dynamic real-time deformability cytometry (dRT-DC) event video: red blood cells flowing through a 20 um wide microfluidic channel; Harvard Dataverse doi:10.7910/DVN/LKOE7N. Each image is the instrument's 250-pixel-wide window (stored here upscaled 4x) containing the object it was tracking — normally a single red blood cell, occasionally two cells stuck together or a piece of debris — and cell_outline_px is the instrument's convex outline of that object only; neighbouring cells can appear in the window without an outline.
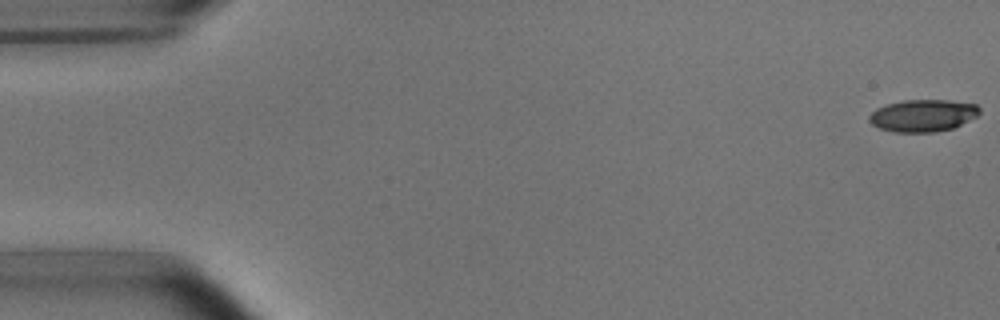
{"species": "common noctule bat (a hibernating species)", "species_latin": "Nyctalus noctula", "temperature_condition": "room temperature", "stored_images_in_passage": 53, "camera_frame_rate_fps": 3000, "um_per_image_px": 0.085, "animal": {"sex": "male", "body_mass_g": 15.6}, "frame": {"image": 1, "passage_image": 1, "time_ms": 0.0, "image_size_px": [1000, 320], "cell_outline_px": [[980, 112], [976, 116], [952, 128], [936, 132], [892, 132], [880, 128], [872, 124], [868, 120], [868, 116], [876, 108], [888, 104], [904, 100], [948, 100], [976, 104], [980, 108]], "centroid_in_image_um": [78.42, 9.82], "position_along_channel_um": 6.6, "area_um2": 20.58}}
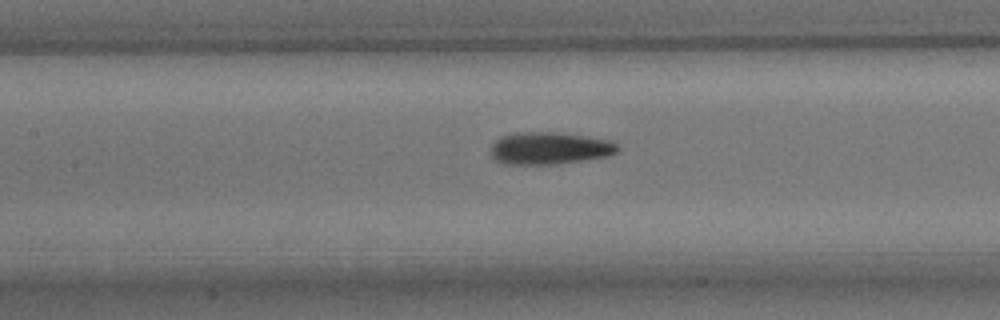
{"frame": {"image": 2, "passage_image": 24, "time_ms": 7.667, "image_size_px": [1000, 320], "cell_outline_px": [[620, 148], [616, 152], [608, 156], [556, 164], [504, 164], [496, 160], [492, 156], [492, 144], [500, 136], [516, 132], [552, 132], [584, 136], [608, 140], [616, 144]], "centroid_in_image_um": [46.68, 12.6], "position_along_channel_um": 160.7, "area_um2": 23.64}}
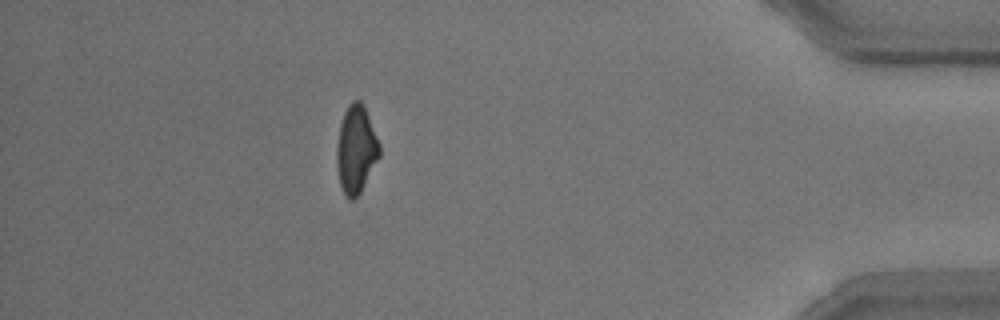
{"frame": {"image": 3, "passage_image": 47, "time_ms": 15.333, "image_size_px": [1000, 320], "cell_outline_px": [[380, 156], [360, 192], [352, 200], [348, 200], [344, 196], [340, 184], [336, 164], [336, 148], [340, 124], [344, 112], [348, 104], [352, 100], [360, 100], [364, 104], [380, 144]], "centroid_in_image_um": [30.25, 12.68], "position_along_channel_um": 404.9, "area_um2": 22.02}, "authors_computed_cell_mechanics": {"area_um2": 22.3686, "velocity_mm_per_s": 3.808, "shape_relaxation_time_tau1_ms": 3.1199, "shape_relaxation_time_tau2_ms": 2.0189, "deformation_change_tau1": 0.1311, "deformation_change_tau2": 0.0924}}